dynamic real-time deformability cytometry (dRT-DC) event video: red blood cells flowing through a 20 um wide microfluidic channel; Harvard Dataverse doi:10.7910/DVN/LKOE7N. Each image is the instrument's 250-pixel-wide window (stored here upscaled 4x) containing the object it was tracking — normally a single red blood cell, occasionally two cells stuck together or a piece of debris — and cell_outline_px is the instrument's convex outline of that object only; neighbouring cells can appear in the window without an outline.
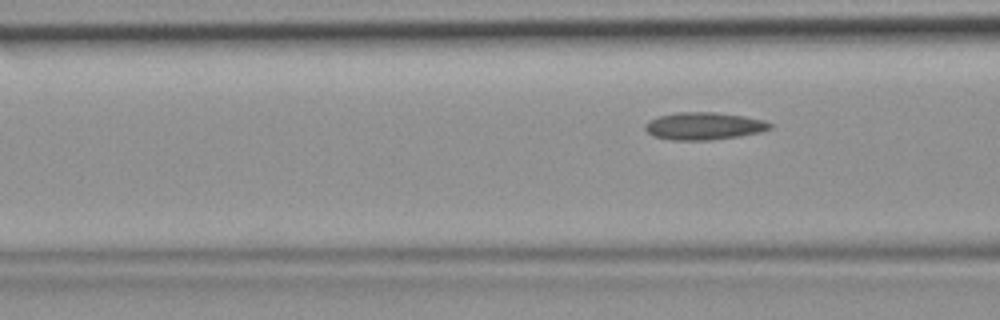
{"species": "common noctule bat (a hibernating species)", "species_latin": "Nyctalus noctula", "temperature_condition": "room temperature", "stored_images_in_passage": 3, "segment_of_instrument_passage": [2, 2], "camera_frame_rate_fps": 3000, "um_per_image_px": 0.085, "animal": {"sex": "female", "body_mass_g": 19.9}, "frame": {"image": 1, "passage_image": 3, "time_ms": 0.667, "image_size_px": [1000, 320], "cell_outline_px": [[772, 128], [760, 132], [740, 136], [712, 140], [672, 140], [652, 136], [644, 128], [644, 124], [660, 116], [676, 112], [716, 112], [744, 116], [764, 120], [772, 124]], "centroid_in_image_um": [59.85, 10.71], "position_along_channel_um": 106.8, "area_um2": 20.0}}